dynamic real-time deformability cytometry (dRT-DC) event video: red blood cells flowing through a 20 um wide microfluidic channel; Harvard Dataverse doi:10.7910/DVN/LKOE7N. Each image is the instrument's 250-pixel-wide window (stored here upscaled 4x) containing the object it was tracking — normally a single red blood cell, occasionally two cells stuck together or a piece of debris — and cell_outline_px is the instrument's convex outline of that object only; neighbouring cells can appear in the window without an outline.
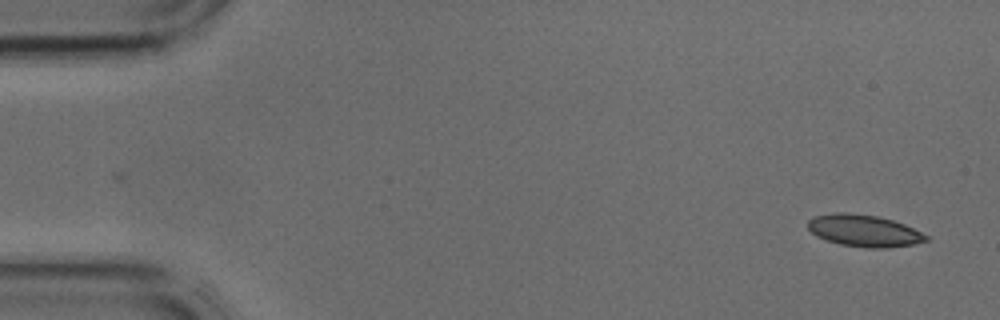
{"species": "common noctule bat (a hibernating species)", "species_latin": "Nyctalus noctula", "temperature_condition": "cold", "stored_images_in_passage": 15, "camera_frame_rate_fps": 3000, "um_per_image_px": 0.085, "animal": {"sex": "male", "body_mass_g": 17.9, "forearm_length_mm": 54.2}, "frame": {"image": 1, "passage_image": 1, "time_ms": 0.0, "image_size_px": [1000, 320], "cell_outline_px": [[928, 240], [916, 244], [888, 248], [868, 248], [840, 244], [816, 236], [808, 228], [808, 220], [812, 216], [836, 212], [844, 212], [876, 216], [892, 220], [904, 224], [928, 236]], "centroid_in_image_um": [73.43, 19.61], "position_along_channel_um": 11.6, "area_um2": 21.91}}
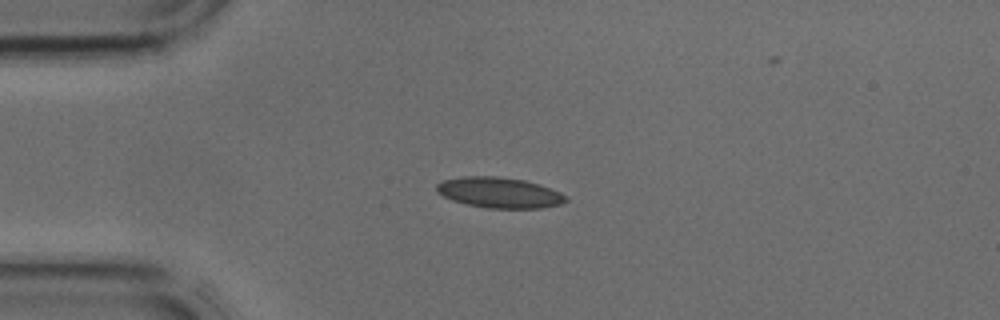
{"frame": {"image": 2, "passage_image": 9, "time_ms": 2.667, "image_size_px": [1000, 320], "cell_outline_px": [[568, 200], [560, 204], [540, 208], [488, 208], [468, 204], [452, 200], [436, 192], [436, 184], [444, 180], [464, 176], [496, 176], [524, 180], [560, 192], [568, 196]], "centroid_in_image_um": [42.43, 16.37], "position_along_channel_um": 42.6, "area_um2": 22.83}}